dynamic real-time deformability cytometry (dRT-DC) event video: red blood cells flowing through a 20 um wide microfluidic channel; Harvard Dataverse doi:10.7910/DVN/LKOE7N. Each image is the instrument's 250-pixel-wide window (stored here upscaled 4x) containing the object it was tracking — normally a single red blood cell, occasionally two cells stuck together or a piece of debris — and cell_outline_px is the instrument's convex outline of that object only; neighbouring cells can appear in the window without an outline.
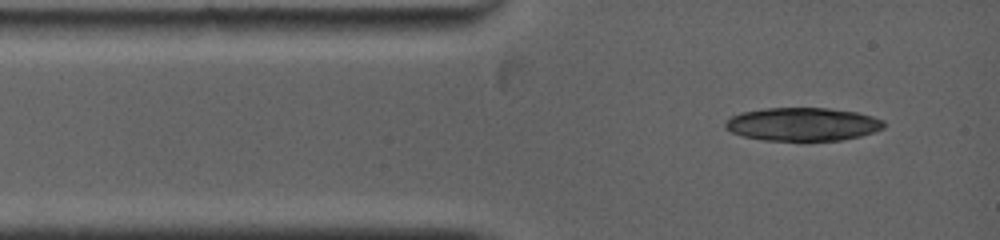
{"species": "common noctule bat (a hibernating species)", "species_latin": "Nyctalus noctula", "temperature_condition": "warm", "stored_images_in_passage": 1, "camera_frame_rate_fps": 5000, "um_per_image_px": 0.085, "animal": {"sex": "female", "body_mass_g": 19.0, "forearm_length_mm": 53.3}, "frame": {"image": 1, "passage_image": 1, "time_ms": 0.0, "image_size_px": [1000, 240], "cell_outline_px": [[884, 128], [860, 136], [840, 140], [764, 140], [744, 136], [732, 132], [724, 128], [724, 124], [732, 116], [740, 112], [764, 108], [828, 108], [856, 112], [872, 116], [884, 120]], "centroid_in_image_um": [68.21, 10.55], "position_along_channel_um": 16.8, "area_um2": 30.58}}